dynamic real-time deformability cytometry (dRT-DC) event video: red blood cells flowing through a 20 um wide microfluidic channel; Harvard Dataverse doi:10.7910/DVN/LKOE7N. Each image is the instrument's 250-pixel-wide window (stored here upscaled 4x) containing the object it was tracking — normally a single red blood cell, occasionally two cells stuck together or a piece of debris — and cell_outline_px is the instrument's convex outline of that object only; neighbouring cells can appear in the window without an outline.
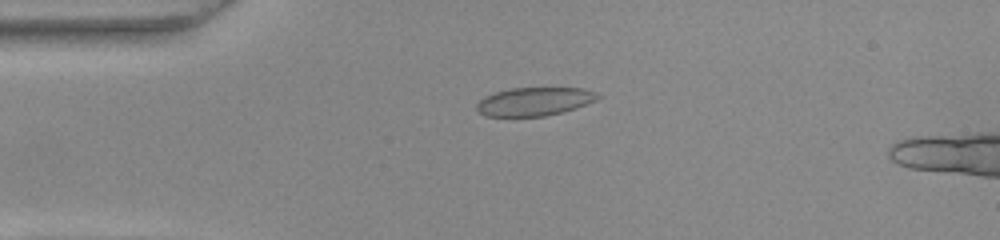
{"species": "common noctule bat (a hibernating species)", "species_latin": "Nyctalus noctula", "temperature_condition": "warm", "stored_images_in_passage": 16, "camera_frame_rate_fps": 3000, "um_per_image_px": 0.085, "animal": {"sex": "female", "body_mass_g": 22.0, "forearm_length_mm": 56.7}, "frame": {"image": 1, "passage_image": 12, "time_ms": 3.667, "image_size_px": [1000, 240], "cell_outline_px": [[600, 96], [596, 100], [576, 108], [544, 116], [484, 116], [476, 112], [476, 104], [484, 96], [496, 92], [512, 88], [580, 88], [592, 92]], "centroid_in_image_um": [45.35, 8.64], "position_along_channel_um": 39.7, "area_um2": 19.83}}